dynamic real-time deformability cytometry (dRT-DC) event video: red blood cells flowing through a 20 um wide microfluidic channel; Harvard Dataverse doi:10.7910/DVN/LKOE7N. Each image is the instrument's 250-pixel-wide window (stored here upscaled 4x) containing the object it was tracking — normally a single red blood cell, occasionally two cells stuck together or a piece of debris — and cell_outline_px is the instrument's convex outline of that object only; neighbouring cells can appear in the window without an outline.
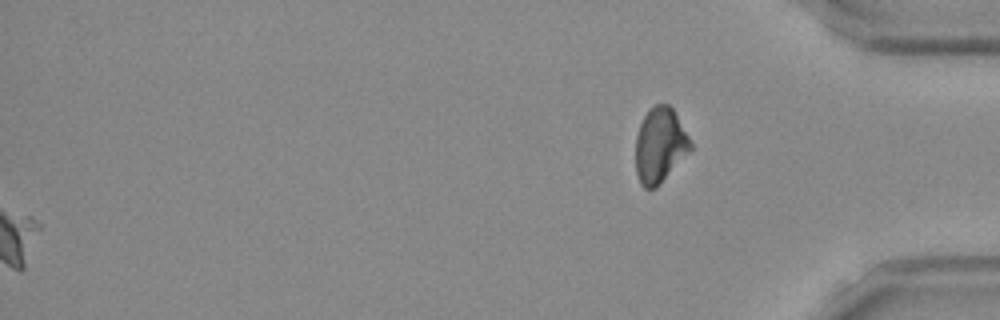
{"species": "Egyptian fruit bat (a non-hibernating species)", "species_latin": "Rousettus aegyptiacus", "temperature_condition": "room temperature", "stored_images_in_passage": 39, "segment_of_instrument_passage": [2, 2], "camera_frame_rate_fps": 3000, "um_per_image_px": 0.085, "frame": {"image": 1, "passage_image": 39, "time_ms": 12.667, "image_size_px": [1000, 320], "cell_outline_px": [[692, 148], [660, 184], [656, 188], [644, 188], [640, 184], [636, 172], [636, 136], [640, 124], [648, 108], [656, 104], [668, 104], [672, 108], [688, 136], [692, 144]], "centroid_in_image_um": [56.07, 12.35], "position_along_channel_um": 379.1, "area_um2": 23.76}}